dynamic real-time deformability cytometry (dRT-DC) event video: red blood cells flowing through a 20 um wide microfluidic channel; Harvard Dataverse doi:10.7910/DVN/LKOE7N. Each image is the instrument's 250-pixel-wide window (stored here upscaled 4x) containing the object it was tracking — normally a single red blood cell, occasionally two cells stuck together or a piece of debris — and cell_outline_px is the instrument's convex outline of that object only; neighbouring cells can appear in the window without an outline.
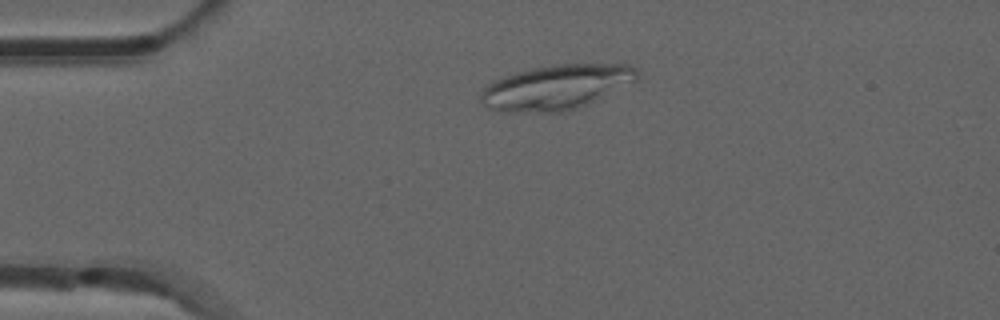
{"species": "common noctule bat (a hibernating species)", "species_latin": "Nyctalus noctula", "temperature_condition": "room temperature", "stored_images_in_passage": 50, "camera_frame_rate_fps": 3000, "um_per_image_px": 0.085, "animal": {"sex": "male", "forearm_length_mm": 52.5}, "frame": {"image": 1, "passage_image": 9, "time_ms": 2.667, "image_size_px": [1000, 320], "cell_outline_px": [[640, 76], [636, 80], [588, 104], [564, 112], [508, 112], [488, 108], [480, 104], [480, 96], [484, 88], [492, 80], [516, 72], [532, 68], [556, 64], [628, 64], [636, 68], [640, 72]], "centroid_in_image_um": [47.26, 7.41], "position_along_channel_um": 37.7, "area_um2": 40.86}}
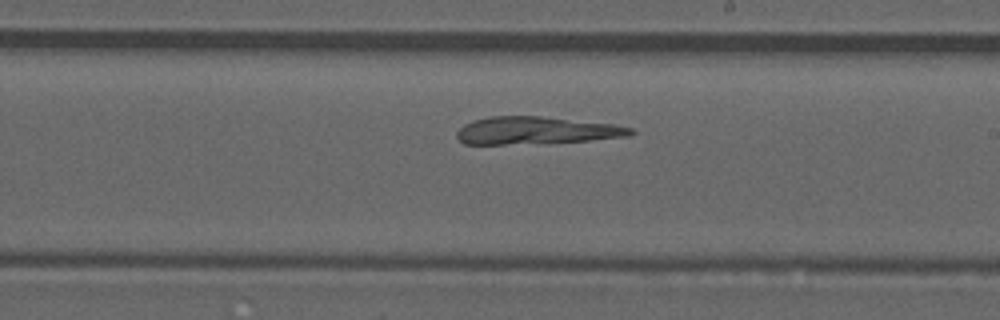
{"frame": {"image": 2, "passage_image": 28, "time_ms": 9.0, "image_size_px": [1000, 320], "cell_outline_px": [[636, 132], [628, 136], [588, 140], [504, 144], [464, 144], [456, 136], [456, 132], [464, 124], [472, 120], [488, 116], [540, 116], [612, 124], [632, 128]], "centroid_in_image_um": [45.52, 11.08], "position_along_channel_um": 243.5, "area_um2": 27.46}}
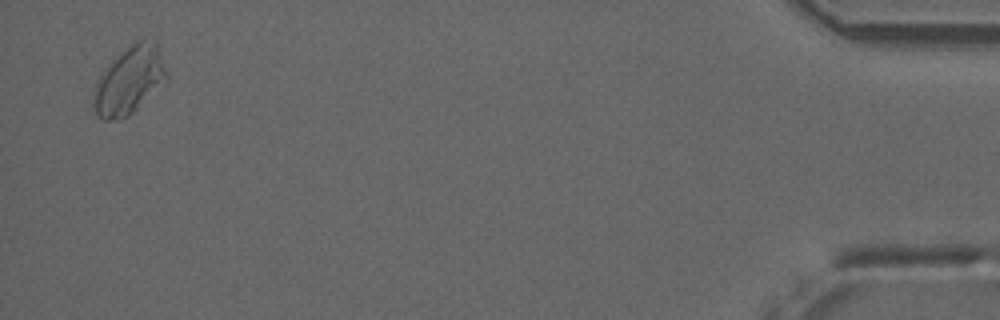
{"frame": {"image": 3, "passage_image": 49, "time_ms": 16.0, "image_size_px": [1000, 320], "cell_outline_px": [[168, 76], [128, 116], [120, 120], [100, 120], [96, 116], [92, 104], [92, 92], [104, 68], [112, 60], [136, 40], [156, 40], [168, 72]], "centroid_in_image_um": [10.94, 6.84], "position_along_channel_um": 424.3, "area_um2": 28.55}, "authors_computed_cell_mechanics": {"area_um2": 29.0445, "velocity_mm_per_s": 3.8185, "shape_relaxation_time_tau1_ms": null, "shape_relaxation_time_tau2_ms": 5.025, "deformation_change_tau1": null, "deformation_change_tau2": 0.1372}}